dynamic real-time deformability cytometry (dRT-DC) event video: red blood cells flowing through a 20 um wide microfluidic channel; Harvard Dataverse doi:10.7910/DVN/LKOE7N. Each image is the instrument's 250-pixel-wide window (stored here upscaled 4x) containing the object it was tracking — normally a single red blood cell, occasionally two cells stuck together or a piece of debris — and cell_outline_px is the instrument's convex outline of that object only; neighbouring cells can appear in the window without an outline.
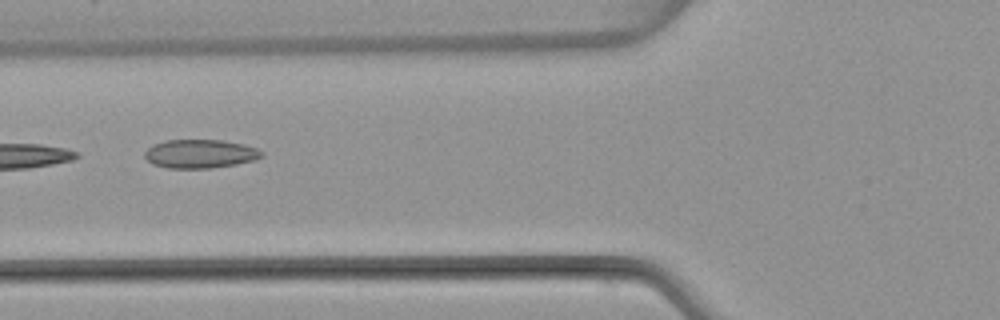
{"species": "common noctule bat (a hibernating species)", "species_latin": "Nyctalus noctula", "temperature_condition": "warm", "stored_images_in_passage": 5, "segment_of_instrument_passage": [2, 2], "camera_frame_rate_fps": 3000, "um_per_image_px": 0.085, "animal": {"sex": "female", "body_mass_g": 22.7, "forearm_length_mm": 54.2}, "frame": {"image": 1, "passage_image": 5, "time_ms": 4.667, "image_size_px": [1000, 320], "cell_outline_px": [[264, 156], [256, 160], [236, 164], [212, 168], [168, 168], [152, 164], [144, 156], [144, 152], [152, 144], [164, 140], [224, 140], [244, 144], [256, 148], [264, 152]], "centroid_in_image_um": [17.03, 13.07], "position_along_channel_um": 108.8, "area_um2": 19.77}}